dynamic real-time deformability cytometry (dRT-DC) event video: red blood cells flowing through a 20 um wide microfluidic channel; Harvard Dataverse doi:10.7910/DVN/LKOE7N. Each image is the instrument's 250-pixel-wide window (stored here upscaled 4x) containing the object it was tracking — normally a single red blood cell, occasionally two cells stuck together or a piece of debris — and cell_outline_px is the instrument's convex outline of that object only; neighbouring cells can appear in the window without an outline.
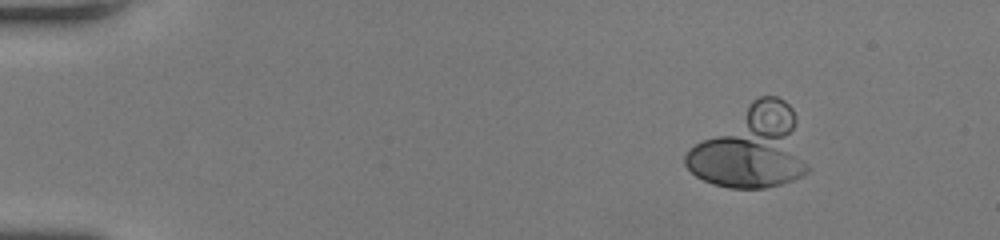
{"species": "human", "species_latin": "Homo sapiens", "temperature_condition": "room temperature", "stored_images_in_passage": 51, "camera_frame_rate_fps": 3000, "um_per_image_px": 0.085, "donor": {"sex": "female"}, "frame": {"image": 1, "passage_image": 8, "time_ms": 2.333, "image_size_px": [1000, 240], "cell_outline_px": [[812, 168], [808, 172], [792, 180], [780, 184], [764, 188], [728, 188], [712, 184], [696, 176], [684, 164], [684, 156], [688, 148], [752, 100], [760, 96], [776, 96], [784, 100], [792, 108], [796, 116]], "centroid_in_image_um": [63.93, 12.57], "position_along_channel_um": 21.1, "area_um2": 58.67}}
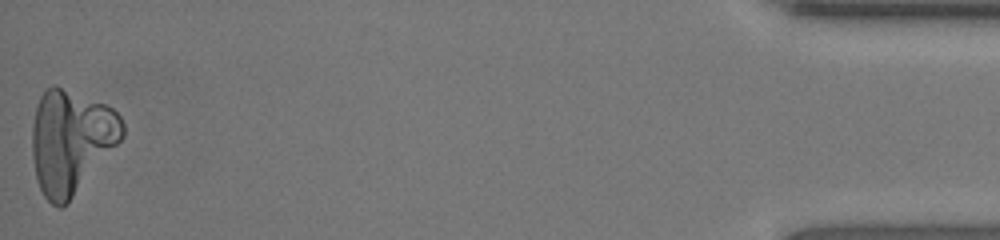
{"frame": {"image": 2, "passage_image": 51, "time_ms": 16.667, "image_size_px": [1000, 240], "cell_outline_px": [[124, 136], [68, 204], [60, 208], [52, 204], [44, 196], [36, 180], [32, 156], [32, 124], [36, 108], [40, 96], [52, 84], [56, 84], [104, 104], [112, 108], [120, 116], [124, 124]], "centroid_in_image_um": [6.02, 12.02], "position_along_channel_um": 429.2, "area_um2": 54.68}}